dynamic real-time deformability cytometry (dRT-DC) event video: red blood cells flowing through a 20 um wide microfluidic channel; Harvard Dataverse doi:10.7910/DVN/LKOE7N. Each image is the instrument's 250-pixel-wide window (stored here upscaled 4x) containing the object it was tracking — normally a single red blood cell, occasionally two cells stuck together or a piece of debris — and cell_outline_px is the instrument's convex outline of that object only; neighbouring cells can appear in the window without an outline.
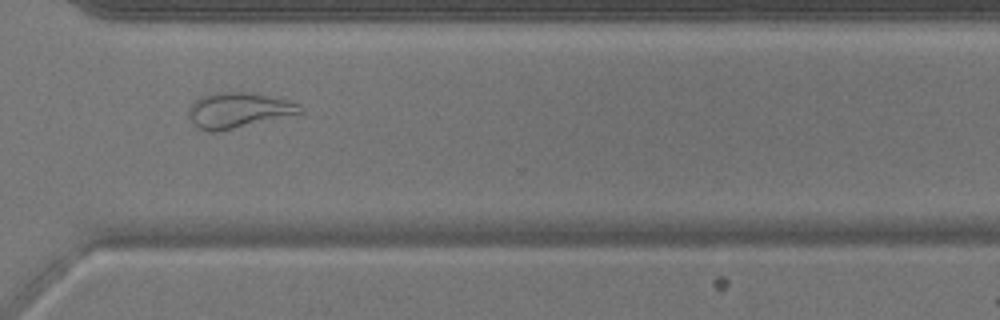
{"species": "common noctule bat (a hibernating species)", "species_latin": "Nyctalus noctula", "temperature_condition": "warm", "stored_images_in_passage": 40, "camera_frame_rate_fps": 3000, "um_per_image_px": 0.085, "animal": {"sex": "male", "body_mass_g": 17.9}, "frame": {"image": 1, "passage_image": 27, "time_ms": 8.667, "image_size_px": [1000, 320], "cell_outline_px": [[304, 112], [216, 132], [208, 132], [200, 128], [188, 116], [188, 108], [200, 96], [216, 92], [252, 92], [284, 100], [296, 104], [304, 108]], "centroid_in_image_um": [20.22, 9.36], "position_along_channel_um": 350.4, "area_um2": 22.48}}
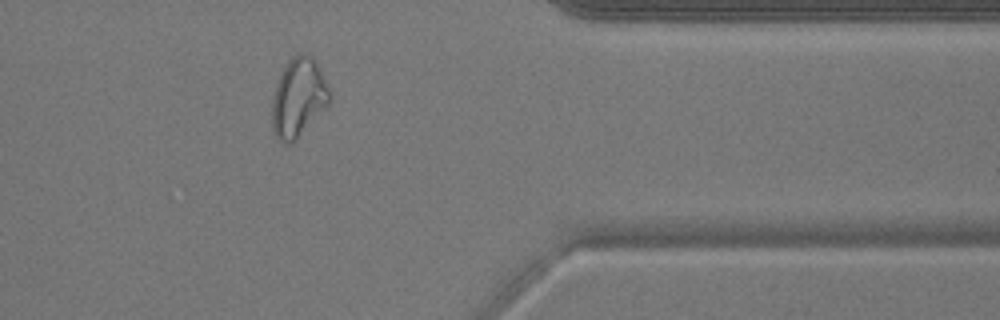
{"frame": {"image": 2, "passage_image": 31, "time_ms": 10.0, "image_size_px": [1000, 320], "cell_outline_px": [[332, 100], [296, 140], [292, 144], [284, 144], [276, 136], [272, 128], [272, 96], [276, 84], [284, 64], [296, 52], [304, 52], [312, 56], [320, 68], [332, 96]], "centroid_in_image_um": [25.36, 8.27], "position_along_channel_um": 386.0, "area_um2": 26.82}, "authors_computed_cell_mechanics": {"area_um2": 23.2934, "velocity_mm_per_s": 3.9023, "shape_relaxation_time_tau1_ms": null, "shape_relaxation_time_tau2_ms": 1.4744, "deformation_change_tau1": null, "deformation_change_tau2": 0.1068}}